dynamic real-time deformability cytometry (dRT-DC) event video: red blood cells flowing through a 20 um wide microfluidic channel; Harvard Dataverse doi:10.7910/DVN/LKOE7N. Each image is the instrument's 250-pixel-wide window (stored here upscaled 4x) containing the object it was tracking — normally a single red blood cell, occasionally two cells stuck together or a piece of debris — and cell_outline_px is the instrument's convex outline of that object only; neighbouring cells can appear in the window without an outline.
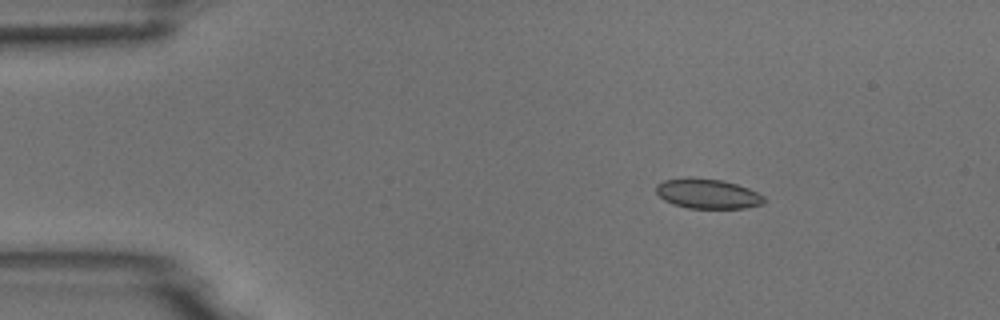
{"species": "common noctule bat (a hibernating species)", "species_latin": "Nyctalus noctula", "temperature_condition": "room temperature", "stored_images_in_passage": 3, "camera_frame_rate_fps": 3000, "um_per_image_px": 0.085, "animal": {"sex": "male", "body_mass_g": 18.8}, "frame": {"image": 1, "passage_image": 1, "time_ms": 0.0, "image_size_px": [1000, 320], "cell_outline_px": [[764, 204], [744, 208], [688, 208], [672, 204], [664, 200], [656, 192], [656, 184], [664, 180], [684, 176], [688, 176], [724, 180], [748, 188], [764, 196]], "centroid_in_image_um": [60.11, 16.45], "position_along_channel_um": 24.9, "area_um2": 19.02}}